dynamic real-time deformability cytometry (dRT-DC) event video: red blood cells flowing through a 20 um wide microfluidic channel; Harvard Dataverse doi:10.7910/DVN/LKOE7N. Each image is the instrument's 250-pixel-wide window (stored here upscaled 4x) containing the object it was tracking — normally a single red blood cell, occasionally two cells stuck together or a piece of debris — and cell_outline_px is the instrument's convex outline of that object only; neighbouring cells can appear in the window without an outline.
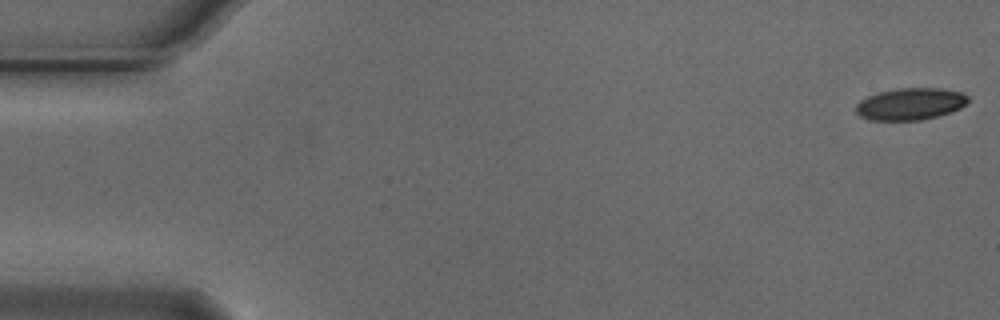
{"species": "Egyptian fruit bat (a non-hibernating species)", "species_latin": "Rousettus aegyptiacus", "temperature_condition": "cold", "stored_images_in_passage": 55, "camera_frame_rate_fps": 3000, "um_per_image_px": 0.085, "animal": {"sex": "male"}, "frame": {"image": 1, "passage_image": 1, "time_ms": 0.0, "image_size_px": [1000, 320], "cell_outline_px": [[968, 100], [960, 108], [952, 112], [920, 120], [868, 120], [860, 116], [856, 112], [856, 104], [860, 100], [868, 96], [880, 92], [896, 88], [940, 88], [964, 92], [968, 96]], "centroid_in_image_um": [77.38, 8.83], "position_along_channel_um": 7.6, "area_um2": 20.92}}
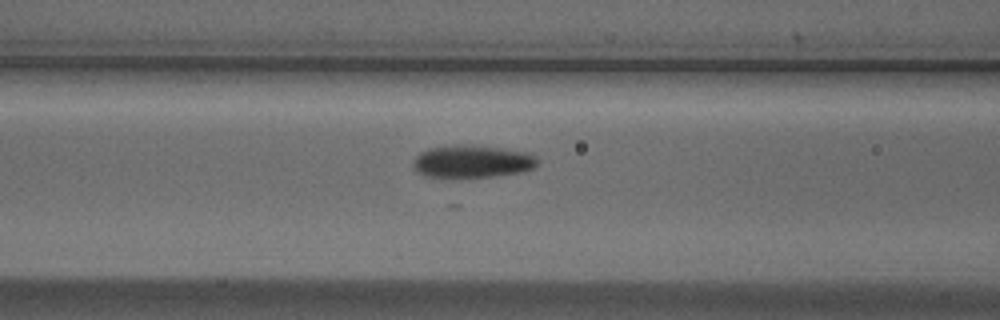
{"frame": {"image": 2, "passage_image": 22, "time_ms": 7.0, "image_size_px": [1000, 320], "cell_outline_px": [[540, 160], [532, 168], [524, 172], [492, 176], [424, 176], [416, 172], [412, 168], [412, 160], [420, 152], [428, 148], [456, 144], [500, 148], [528, 152], [536, 156]], "centroid_in_image_um": [40.11, 13.71], "position_along_channel_um": 126.5, "area_um2": 23.52}}
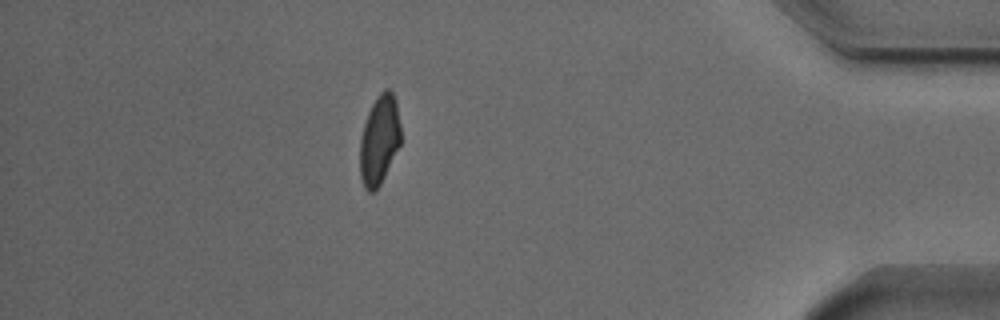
{"frame": {"image": 3, "passage_image": 48, "time_ms": 15.667, "image_size_px": [1000, 320], "cell_outline_px": [[400, 144], [380, 184], [372, 192], [368, 192], [364, 188], [360, 176], [360, 140], [364, 124], [368, 112], [372, 104], [380, 92], [384, 88], [388, 88], [392, 92], [396, 100], [400, 124]], "centroid_in_image_um": [32.24, 11.87], "position_along_channel_um": 403.0, "area_um2": 21.1}, "authors_computed_cell_mechanics": {"area_um2": 22.253, "velocity_mm_per_s": 3.7371, "shape_relaxation_time_tau1_ms": null, "shape_relaxation_time_tau2_ms": 2.9484, "deformation_change_tau1": null, "deformation_change_tau2": 0.0697}}